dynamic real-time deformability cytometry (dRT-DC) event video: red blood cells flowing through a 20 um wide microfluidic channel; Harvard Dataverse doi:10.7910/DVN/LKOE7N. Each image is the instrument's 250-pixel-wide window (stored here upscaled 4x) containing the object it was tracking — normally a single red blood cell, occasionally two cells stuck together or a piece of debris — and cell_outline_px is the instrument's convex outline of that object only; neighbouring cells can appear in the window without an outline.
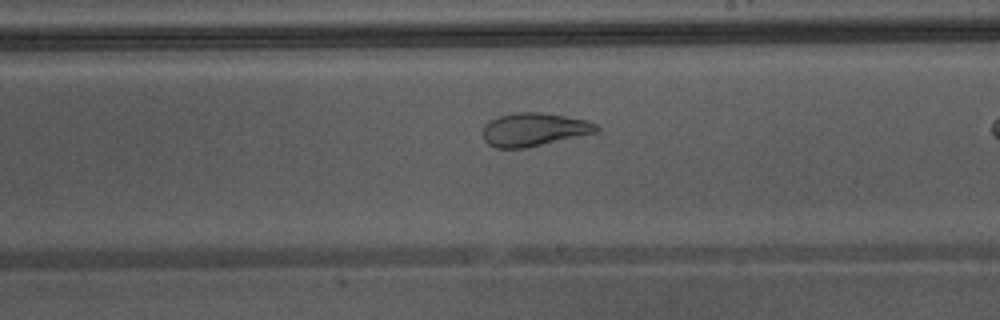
{"species": "Egyptian fruit bat (a non-hibernating species)", "species_latin": "Rousettus aegyptiacus", "temperature_condition": "warm", "stored_images_in_passage": 27, "camera_frame_rate_fps": 3000, "um_per_image_px": 0.085, "animal": {"sex": "male"}, "frame": {"image": 1, "passage_image": 16, "time_ms": 5.0, "image_size_px": [1000, 320], "cell_outline_px": [[600, 128], [596, 132], [524, 148], [496, 148], [488, 144], [484, 140], [484, 124], [488, 120], [500, 116], [516, 112], [540, 112], [588, 120], [596, 124]], "centroid_in_image_um": [45.36, 11.0], "position_along_channel_um": 243.6, "area_um2": 21.79}}